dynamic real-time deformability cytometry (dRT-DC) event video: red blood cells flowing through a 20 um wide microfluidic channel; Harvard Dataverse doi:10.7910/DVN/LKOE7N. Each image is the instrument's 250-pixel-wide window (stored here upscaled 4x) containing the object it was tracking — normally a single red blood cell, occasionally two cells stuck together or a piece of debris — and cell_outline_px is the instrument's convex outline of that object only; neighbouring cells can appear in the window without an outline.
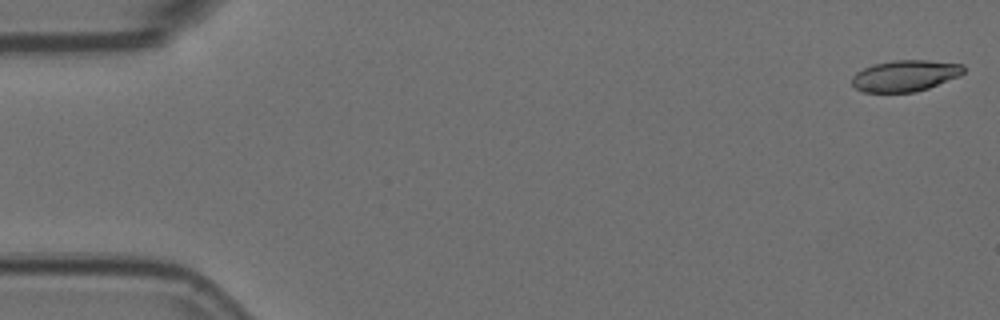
{"species": "Egyptian fruit bat (a non-hibernating species)", "species_latin": "Rousettus aegyptiacus", "temperature_condition": "room temperature", "stored_images_in_passage": 55, "camera_frame_rate_fps": 3000, "um_per_image_px": 0.085, "animal": {"sex": "female"}, "frame": {"image": 1, "passage_image": 1, "time_ms": 0.0, "image_size_px": [1000, 320], "cell_outline_px": [[964, 72], [960, 76], [928, 88], [916, 92], [864, 92], [856, 88], [852, 84], [852, 76], [856, 72], [872, 64], [896, 60], [928, 60], [964, 64]], "centroid_in_image_um": [76.95, 6.43], "position_along_channel_um": 8.1, "area_um2": 20.4}}
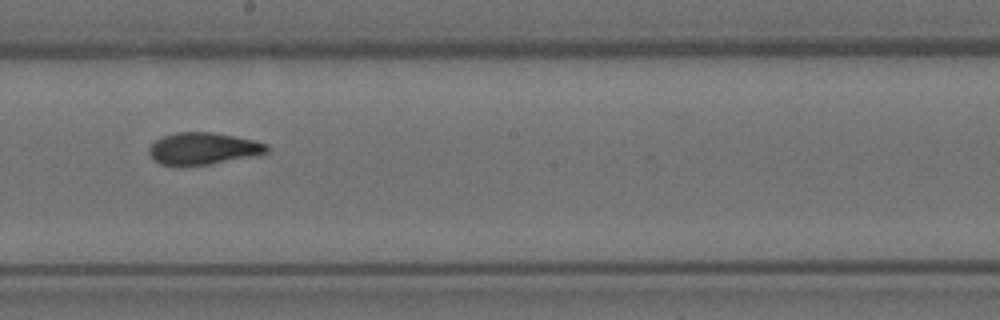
{"frame": {"image": 2, "passage_image": 31, "time_ms": 10.0, "image_size_px": [1000, 320], "cell_outline_px": [[268, 152], [256, 156], [212, 164], [160, 164], [148, 152], [148, 148], [156, 140], [164, 136], [176, 132], [212, 132], [252, 140], [268, 144]], "centroid_in_image_um": [17.31, 12.62], "position_along_channel_um": 230.9, "area_um2": 21.56}}
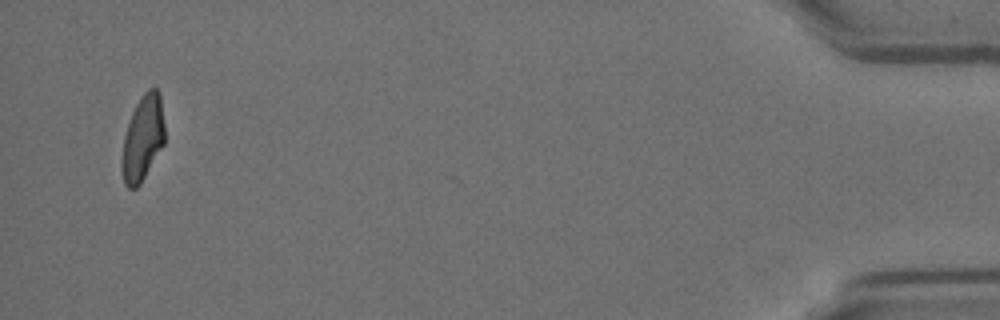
{"frame": {"image": 3, "passage_image": 54, "time_ms": 17.667, "image_size_px": [1000, 320], "cell_outline_px": [[164, 144], [140, 184], [136, 188], [128, 188], [124, 184], [120, 168], [120, 164], [124, 136], [132, 112], [136, 104], [144, 92], [148, 88], [156, 88], [160, 92], [164, 124]], "centroid_in_image_um": [12.12, 11.76], "position_along_channel_um": 423.1, "area_um2": 21.44}}